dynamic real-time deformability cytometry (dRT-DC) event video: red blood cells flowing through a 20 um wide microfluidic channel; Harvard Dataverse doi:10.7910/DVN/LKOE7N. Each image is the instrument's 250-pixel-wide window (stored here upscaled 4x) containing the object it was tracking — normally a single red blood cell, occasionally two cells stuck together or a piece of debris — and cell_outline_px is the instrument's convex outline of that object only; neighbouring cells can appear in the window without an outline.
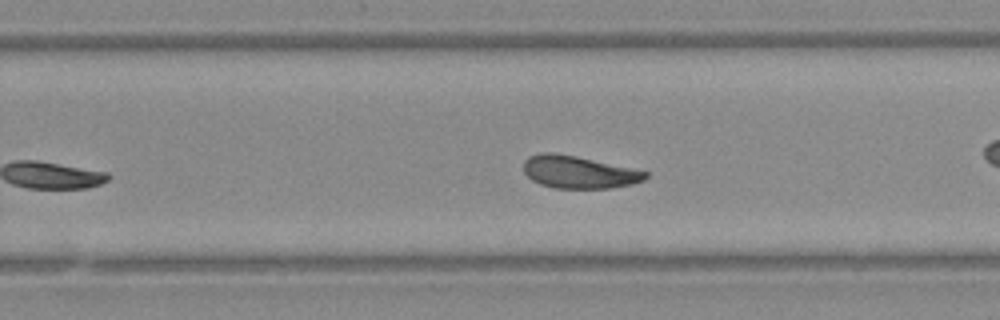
{"species": "Egyptian fruit bat (a non-hibernating species)", "species_latin": "Rousettus aegyptiacus", "temperature_condition": "warm", "stored_images_in_passage": 31, "camera_frame_rate_fps": 3000, "um_per_image_px": 0.085, "animal": {"sex": "female"}, "frame": {"image": 1, "passage_image": 18, "time_ms": 5.667, "image_size_px": [1000, 320], "cell_outline_px": [[648, 176], [644, 180], [632, 184], [612, 188], [556, 188], [540, 184], [532, 180], [524, 172], [524, 160], [528, 156], [540, 152], [552, 152], [572, 156], [648, 172]], "centroid_in_image_um": [49.15, 14.64], "position_along_channel_um": 280.7, "area_um2": 22.66}}